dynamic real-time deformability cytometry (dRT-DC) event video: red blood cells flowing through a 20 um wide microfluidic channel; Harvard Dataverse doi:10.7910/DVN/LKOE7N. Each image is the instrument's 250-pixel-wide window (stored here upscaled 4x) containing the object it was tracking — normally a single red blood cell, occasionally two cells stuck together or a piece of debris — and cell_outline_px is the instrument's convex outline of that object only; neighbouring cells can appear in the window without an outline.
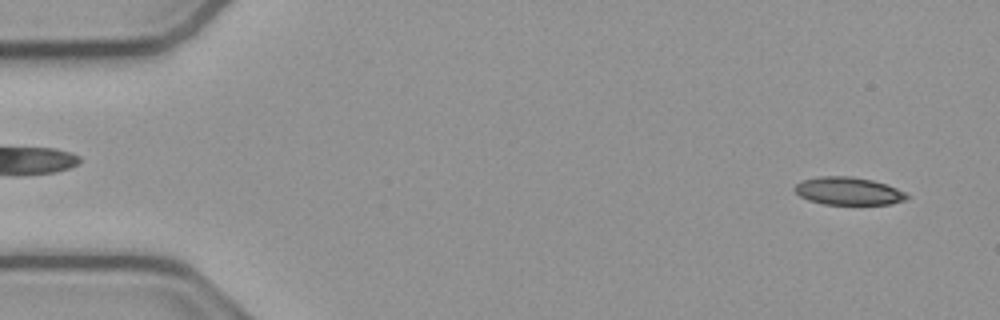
{"species": "common noctule bat (a hibernating species)", "species_latin": "Nyctalus noctula", "temperature_condition": "cold", "stored_images_in_passage": 51, "camera_frame_rate_fps": 3000, "um_per_image_px": 0.085, "animal": {"sex": "male", "body_mass_g": 23.1, "forearm_length_mm": 52.7}, "frame": {"image": 1, "passage_image": 1, "time_ms": 0.0, "image_size_px": [1000, 320], "cell_outline_px": [[912, 196], [904, 200], [892, 204], [824, 204], [808, 200], [800, 196], [792, 188], [800, 180], [820, 176], [852, 176], [872, 180], [896, 188]], "centroid_in_image_um": [72.08, 16.23], "position_along_channel_um": 12.9, "area_um2": 18.21}}
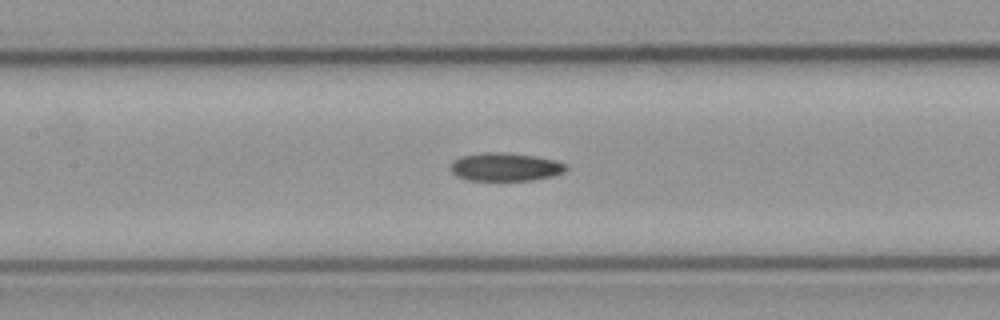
{"frame": {"image": 2, "passage_image": 22, "time_ms": 7.0, "image_size_px": [1000, 320], "cell_outline_px": [[568, 168], [564, 172], [552, 176], [532, 180], [468, 180], [456, 176], [452, 172], [452, 160], [460, 156], [488, 152], [500, 152], [532, 156], [556, 160], [564, 164]], "centroid_in_image_um": [42.93, 14.19], "position_along_channel_um": 164.5, "area_um2": 18.79}}
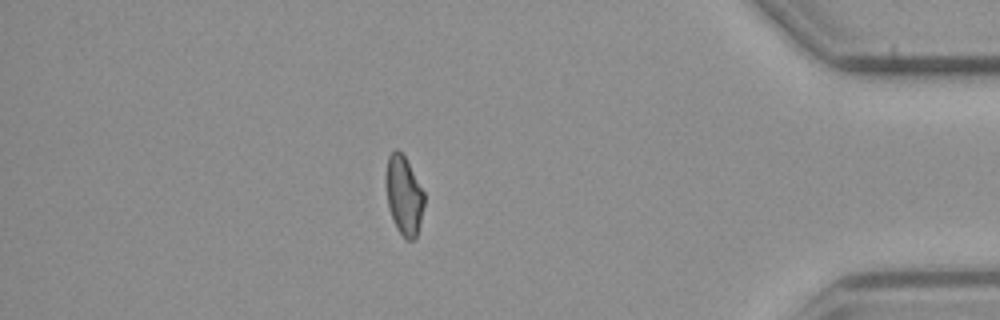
{"frame": {"image": 3, "passage_image": 44, "time_ms": 14.333, "image_size_px": [1000, 320], "cell_outline_px": [[424, 204], [416, 236], [412, 240], [404, 240], [396, 228], [388, 208], [388, 156], [396, 148], [404, 156], [424, 192]], "centroid_in_image_um": [34.35, 16.67], "position_along_channel_um": 400.8, "area_um2": 16.88}, "authors_computed_cell_mechanics": {"area_um2": 18.7272, "velocity_mm_per_s": 3.8181, "shape_relaxation_time_tau1_ms": null, "shape_relaxation_time_tau2_ms": 5.9836, "deformation_change_tau1": null, "deformation_change_tau2": 0.1319}}